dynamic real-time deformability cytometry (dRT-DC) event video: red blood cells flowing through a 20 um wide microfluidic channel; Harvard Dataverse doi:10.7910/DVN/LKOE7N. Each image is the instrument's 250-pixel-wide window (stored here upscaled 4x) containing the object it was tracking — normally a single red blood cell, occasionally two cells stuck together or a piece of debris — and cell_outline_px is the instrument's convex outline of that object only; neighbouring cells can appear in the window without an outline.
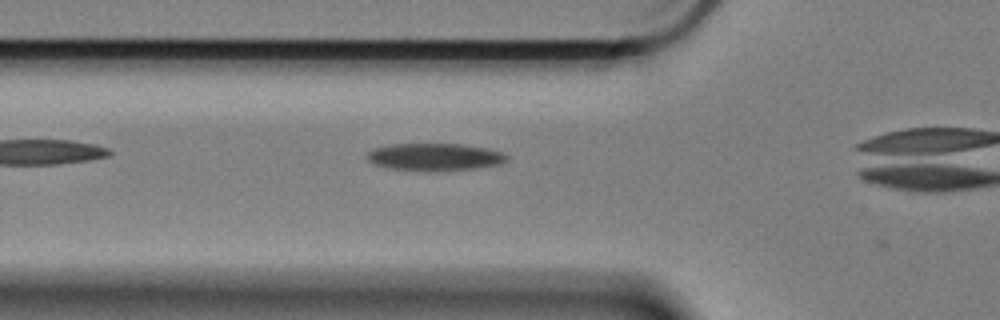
{"species": "Egyptian fruit bat (a non-hibernating species)", "species_latin": "Rousettus aegyptiacus", "temperature_condition": "cold", "stored_images_in_passage": 23, "camera_frame_rate_fps": 3000, "um_per_image_px": 0.085, "animal": {"sex": "female"}, "frame": {"image": 1, "passage_image": 14, "time_ms": 4.333, "image_size_px": [1000, 320], "cell_outline_px": [[508, 160], [500, 164], [476, 168], [436, 172], [420, 172], [388, 168], [372, 164], [368, 160], [368, 152], [376, 148], [392, 144], [460, 144], [488, 148], [504, 152], [508, 156]], "centroid_in_image_um": [36.98, 13.36], "position_along_channel_um": 88.8, "area_um2": 22.72}}